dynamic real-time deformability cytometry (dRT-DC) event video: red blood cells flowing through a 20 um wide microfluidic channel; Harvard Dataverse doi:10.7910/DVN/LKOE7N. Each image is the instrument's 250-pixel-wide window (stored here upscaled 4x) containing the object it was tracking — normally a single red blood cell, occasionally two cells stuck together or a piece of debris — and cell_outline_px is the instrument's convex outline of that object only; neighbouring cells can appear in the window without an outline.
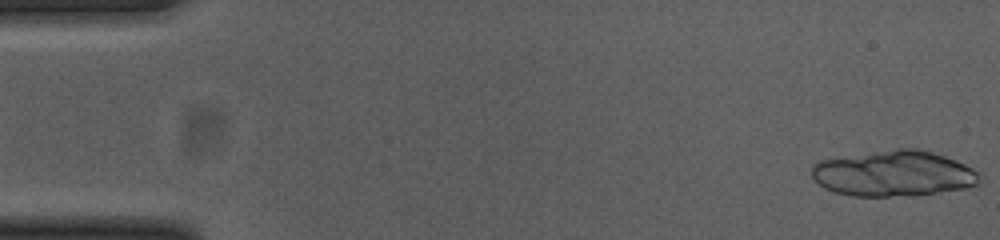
{"species": "common noctule bat (a hibernating species)", "species_latin": "Nyctalus noctula", "temperature_condition": "cold", "stored_images_in_passage": 44, "camera_frame_rate_fps": 3000, "um_per_image_px": 0.085, "animal": {"sex": "female", "body_mass_g": 23.0, "forearm_length_mm": 53.4}, "frame": {"image": 1, "passage_image": 1, "time_ms": 0.0, "image_size_px": [1000, 240], "cell_outline_px": [[980, 184], [964, 188], [912, 196], [852, 196], [836, 192], [824, 188], [812, 176], [812, 164], [820, 160], [892, 148], [916, 148], [932, 152], [956, 160], [972, 168], [980, 176]], "centroid_in_image_um": [75.95, 14.74], "position_along_channel_um": 9.0, "area_um2": 44.85}, "authors_computed_cell_mechanics": {"area_um2": 18.4671, "velocity_mm_per_s": 3.709, "shape_relaxation_time_tau1_ms": null, "shape_relaxation_time_tau2_ms": 2.3432, "deformation_change_tau1": null, "deformation_change_tau2": 0.0741}}